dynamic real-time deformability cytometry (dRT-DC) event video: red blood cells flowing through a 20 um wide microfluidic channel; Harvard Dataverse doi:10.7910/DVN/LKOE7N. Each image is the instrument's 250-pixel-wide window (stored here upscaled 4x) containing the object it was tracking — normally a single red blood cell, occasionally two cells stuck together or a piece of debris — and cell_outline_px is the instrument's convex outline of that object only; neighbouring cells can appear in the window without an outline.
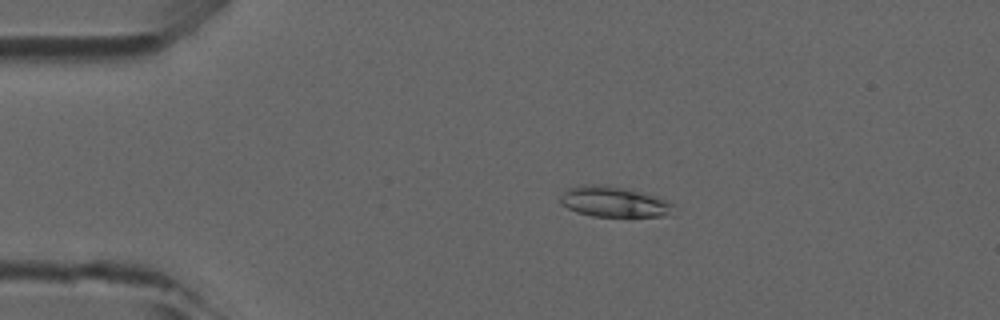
{"species": "common noctule bat (a hibernating species)", "species_latin": "Nyctalus noctula", "temperature_condition": "room temperature", "stored_images_in_passage": 49, "camera_frame_rate_fps": 3000, "um_per_image_px": 0.085, "animal": {"sex": "male", "forearm_length_mm": 52.5}, "frame": {"image": 1, "passage_image": 10, "time_ms": 3.0, "image_size_px": [1000, 320], "cell_outline_px": [[676, 204], [672, 216], [592, 216], [576, 212], [560, 204], [560, 200], [564, 192], [568, 188], [580, 184], [604, 184], [628, 188], [660, 196]], "centroid_in_image_um": [52.26, 17.14], "position_along_channel_um": 32.7, "area_um2": 20.75}}
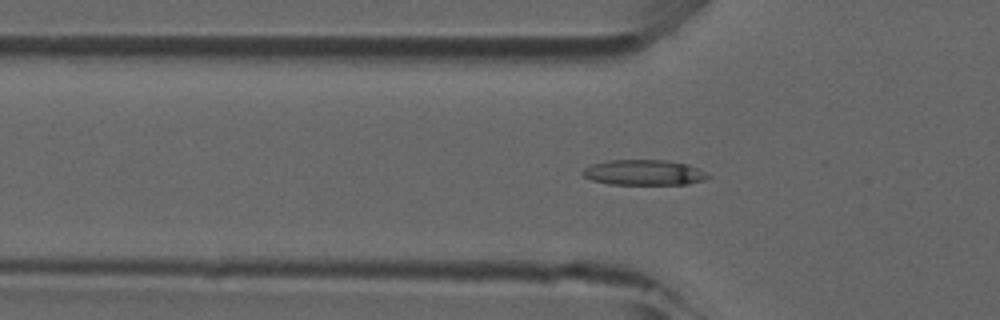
{"frame": {"image": 2, "passage_image": 16, "time_ms": 5.0, "image_size_px": [1000, 320], "cell_outline_px": [[712, 176], [704, 180], [688, 184], [608, 184], [592, 180], [584, 176], [580, 172], [584, 168], [592, 164], [608, 160], [664, 160], [688, 164]], "centroid_in_image_um": [54.71, 14.66], "position_along_channel_um": 71.1, "area_um2": 18.5}}
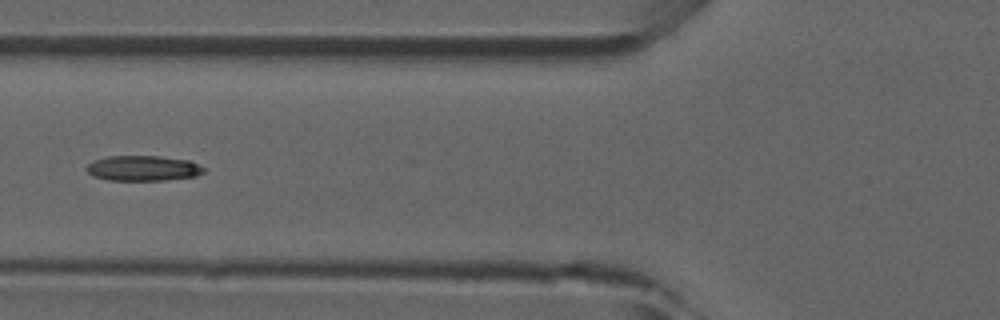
{"frame": {"image": 3, "passage_image": 19, "time_ms": 6.0, "image_size_px": [1000, 320], "cell_outline_px": [[204, 172], [196, 176], [164, 180], [108, 180], [92, 176], [84, 168], [92, 160], [108, 156], [160, 156], [188, 160], [204, 168]], "centroid_in_image_um": [12.1, 14.3], "position_along_channel_um": 113.7, "area_um2": 17.28}}